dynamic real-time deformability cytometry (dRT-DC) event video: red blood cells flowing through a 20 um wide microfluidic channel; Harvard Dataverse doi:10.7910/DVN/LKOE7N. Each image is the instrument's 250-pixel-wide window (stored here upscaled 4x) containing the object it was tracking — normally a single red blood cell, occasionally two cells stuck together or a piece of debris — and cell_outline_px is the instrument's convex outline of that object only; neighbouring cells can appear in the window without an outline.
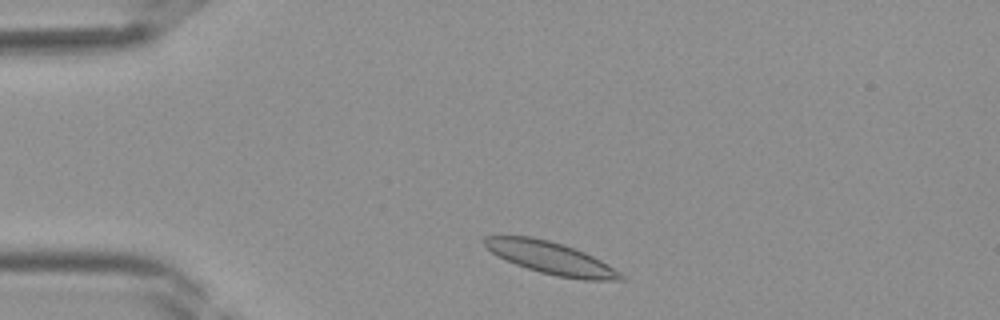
{"species": "Egyptian fruit bat (a non-hibernating species)", "species_latin": "Rousettus aegyptiacus", "temperature_condition": "room temperature", "stored_images_in_passage": 34, "camera_frame_rate_fps": 3000, "um_per_image_px": 0.085, "frame": {"image": 1, "passage_image": 2, "time_ms": 0.333, "image_size_px": [1000, 320], "cell_outline_px": [[628, 280], [584, 280], [556, 276], [540, 272], [516, 264], [492, 252], [480, 240], [484, 236], [532, 236], [564, 244], [584, 252], [600, 260], [628, 276]], "centroid_in_image_um": [46.88, 21.93], "position_along_channel_um": 38.1, "area_um2": 25.61}}
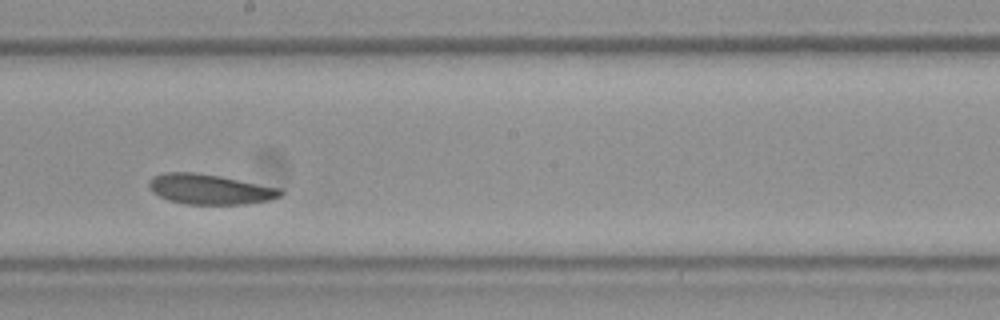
{"frame": {"image": 2, "passage_image": 16, "time_ms": 5.0, "image_size_px": [1000, 320], "cell_outline_px": [[284, 192], [280, 196], [268, 200], [244, 204], [184, 204], [168, 200], [152, 192], [148, 184], [152, 176], [164, 172], [192, 172], [220, 176], [280, 188]], "centroid_in_image_um": [17.8, 16.08], "position_along_channel_um": 230.4, "area_um2": 23.0}}
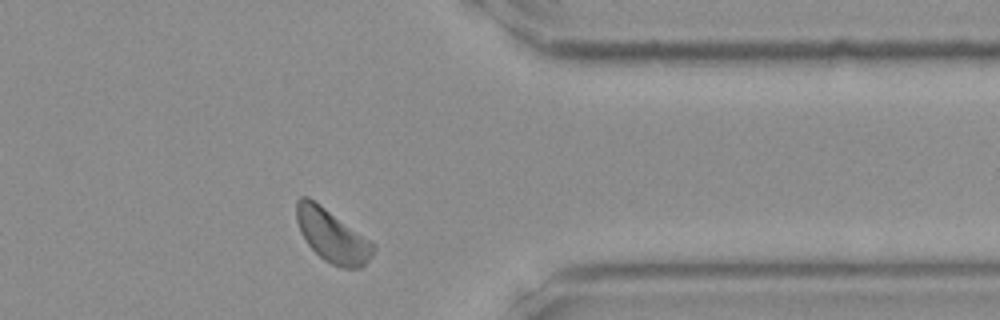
{"frame": {"image": 3, "passage_image": 26, "time_ms": 8.333, "image_size_px": [1000, 320], "cell_outline_px": [[376, 248], [372, 256], [360, 268], [344, 268], [332, 264], [324, 260], [308, 244], [300, 232], [296, 220], [296, 200], [300, 196], [308, 196], [372, 240], [376, 244]], "centroid_in_image_um": [28.25, 20.02], "position_along_channel_um": 383.2, "area_um2": 23.76}}